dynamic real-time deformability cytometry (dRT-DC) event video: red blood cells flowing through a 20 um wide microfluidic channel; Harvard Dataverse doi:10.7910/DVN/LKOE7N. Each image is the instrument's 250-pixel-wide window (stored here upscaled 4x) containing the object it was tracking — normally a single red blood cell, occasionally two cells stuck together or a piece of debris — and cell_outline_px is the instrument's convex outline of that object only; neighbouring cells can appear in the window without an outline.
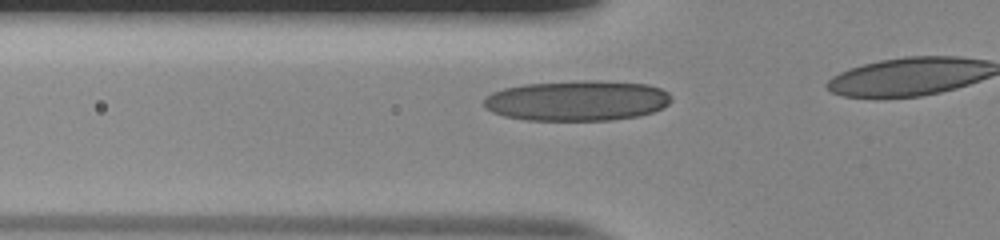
{"species": "human", "species_latin": "Homo sapiens", "temperature_condition": "room temperature", "stored_images_in_passage": 14, "camera_frame_rate_fps": 3000, "um_per_image_px": 0.085, "donor": {"sex": "male"}, "frame": {"image": 1, "passage_image": 5, "time_ms": 1.333, "image_size_px": [1000, 240], "cell_outline_px": [[672, 100], [664, 108], [640, 116], [612, 120], [528, 120], [504, 116], [492, 112], [484, 104], [484, 100], [492, 92], [504, 88], [524, 84], [584, 80], [600, 80], [648, 84], [660, 88], [668, 92], [672, 96]], "centroid_in_image_um": [49.11, 8.55], "position_along_channel_um": 76.7, "area_um2": 44.33}}
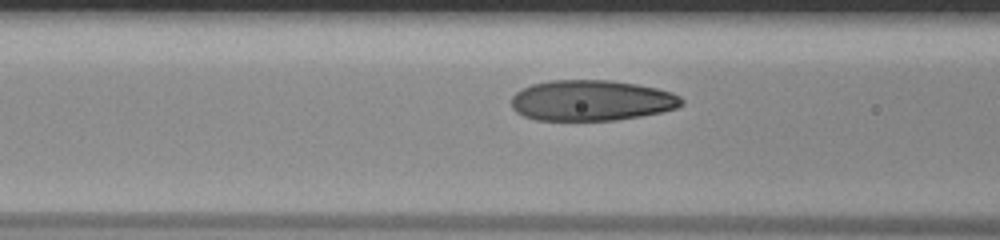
{"frame": {"image": 2, "passage_image": 8, "time_ms": 2.333, "image_size_px": [1000, 240], "cell_outline_px": [[684, 104], [676, 108], [660, 112], [640, 116], [616, 120], [536, 120], [524, 116], [516, 112], [512, 108], [512, 96], [516, 92], [532, 84], [548, 80], [612, 80], [636, 84], [656, 88], [672, 92], [680, 96], [684, 100]], "centroid_in_image_um": [50.28, 8.53], "position_along_channel_um": 116.3, "area_um2": 40.46}}
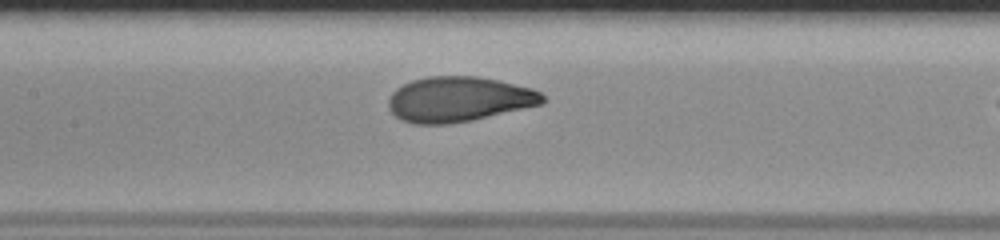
{"frame": {"image": 3, "passage_image": 12, "time_ms": 3.667, "image_size_px": [1000, 240], "cell_outline_px": [[548, 100], [544, 104], [472, 120], [448, 124], [412, 124], [400, 120], [388, 108], [388, 100], [392, 92], [396, 88], [412, 80], [428, 76], [476, 76], [496, 80], [532, 88], [540, 92]], "centroid_in_image_um": [39.0, 8.44], "position_along_channel_um": 168.4, "area_um2": 40.75}}